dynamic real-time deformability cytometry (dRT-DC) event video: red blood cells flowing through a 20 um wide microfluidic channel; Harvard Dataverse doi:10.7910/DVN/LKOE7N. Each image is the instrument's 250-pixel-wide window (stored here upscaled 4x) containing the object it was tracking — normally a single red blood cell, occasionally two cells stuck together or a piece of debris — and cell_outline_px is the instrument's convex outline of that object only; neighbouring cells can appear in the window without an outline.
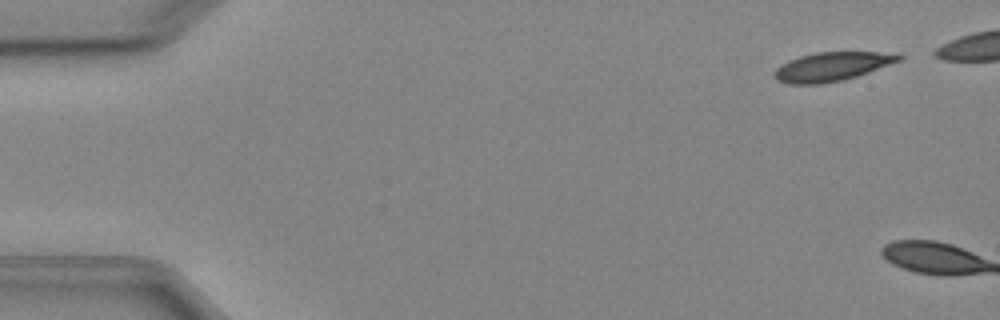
{"species": "Egyptian fruit bat (a non-hibernating species)", "species_latin": "Rousettus aegyptiacus", "temperature_condition": "cold", "stored_images_in_passage": 2, "camera_frame_rate_fps": 3000, "um_per_image_px": 0.085, "animal": {"sex": "female"}, "frame": {"image": 1, "passage_image": 1, "time_ms": 0.0, "image_size_px": [1000, 320], "cell_outline_px": [[904, 60], [844, 80], [820, 84], [788, 84], [776, 80], [776, 68], [780, 64], [788, 60], [800, 56], [816, 52], [900, 52], [904, 56]], "centroid_in_image_um": [70.79, 5.64], "position_along_channel_um": 14.2, "area_um2": 21.21}}